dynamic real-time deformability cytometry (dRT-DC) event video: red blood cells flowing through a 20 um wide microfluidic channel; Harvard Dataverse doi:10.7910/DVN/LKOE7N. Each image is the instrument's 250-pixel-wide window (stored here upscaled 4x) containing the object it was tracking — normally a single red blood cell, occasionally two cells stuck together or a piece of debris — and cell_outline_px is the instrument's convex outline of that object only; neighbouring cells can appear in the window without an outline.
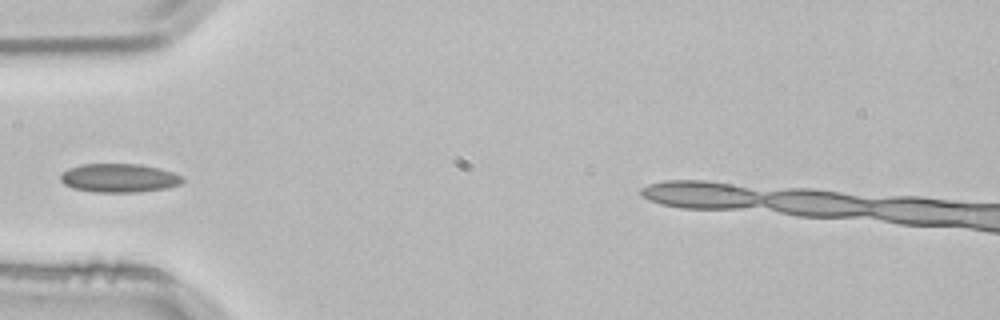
{"species": "common noctule bat (a hibernating species)", "species_latin": "Nyctalus noctula", "temperature_condition": "room temperature", "stored_images_in_passage": 3, "camera_frame_rate_fps": 3000, "um_per_image_px": 0.085, "animal": {"sex": "male", "body_mass_g": 21.5, "forearm_length_mm": 52.0}, "frame": {"image": 1, "passage_image": 3, "time_ms": 0.667, "image_size_px": [1000, 320], "cell_outline_px": [[184, 180], [180, 184], [168, 188], [136, 192], [92, 192], [72, 188], [64, 184], [60, 180], [60, 176], [68, 168], [80, 164], [140, 164], [160, 168], [172, 172], [180, 176]], "centroid_in_image_um": [10.1, 15.13], "position_along_channel_um": 74.9, "area_um2": 20.46}}